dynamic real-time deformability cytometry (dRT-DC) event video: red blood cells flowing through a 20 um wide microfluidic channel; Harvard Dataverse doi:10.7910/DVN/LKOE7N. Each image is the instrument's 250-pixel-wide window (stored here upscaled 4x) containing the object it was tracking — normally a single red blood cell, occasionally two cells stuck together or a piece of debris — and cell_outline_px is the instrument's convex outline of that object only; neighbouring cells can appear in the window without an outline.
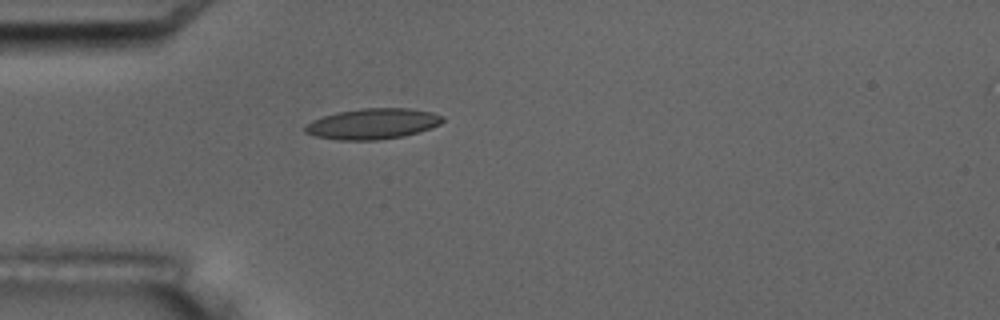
{"species": "common noctule bat (a hibernating species)", "species_latin": "Nyctalus noctula", "temperature_condition": "room temperature", "stored_images_in_passage": 4, "camera_frame_rate_fps": 3000, "um_per_image_px": 0.085, "animal": {"sex": "male", "body_mass_g": 17.5, "forearm_length_mm": 52.3}, "frame": {"image": 1, "passage_image": 3, "time_ms": 3.333, "image_size_px": [1000, 320], "cell_outline_px": [[444, 120], [440, 124], [404, 136], [376, 140], [340, 140], [316, 136], [304, 132], [304, 128], [312, 120], [324, 116], [340, 112], [360, 108], [408, 108], [432, 112], [444, 116]], "centroid_in_image_um": [31.68, 10.52], "position_along_channel_um": 53.3, "area_um2": 24.33}}